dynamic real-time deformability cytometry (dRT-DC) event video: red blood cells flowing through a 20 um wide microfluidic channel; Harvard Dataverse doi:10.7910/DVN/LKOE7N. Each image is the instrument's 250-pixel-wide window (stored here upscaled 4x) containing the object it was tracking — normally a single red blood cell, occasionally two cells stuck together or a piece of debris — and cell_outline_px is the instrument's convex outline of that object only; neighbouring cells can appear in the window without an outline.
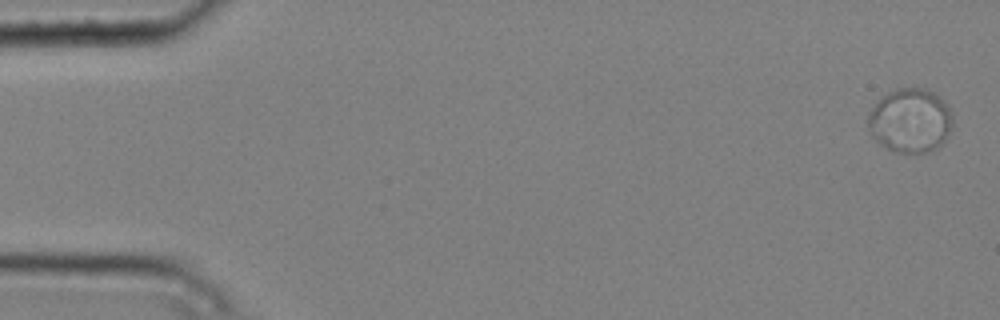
{"species": "common noctule bat (a hibernating species)", "species_latin": "Nyctalus noctula", "temperature_condition": "cold", "stored_images_in_passage": 6, "camera_frame_rate_fps": 3000, "um_per_image_px": 0.085, "animal": {"sex": "male", "body_mass_g": 20.4}, "frame": {"image": 1, "passage_image": 1, "time_ms": 0.0, "image_size_px": [1000, 320], "cell_outline_px": [[952, 124], [948, 136], [936, 148], [928, 152], [896, 152], [880, 144], [872, 136], [868, 128], [868, 112], [880, 96], [896, 88], [924, 88], [932, 92], [948, 104], [952, 112]], "centroid_in_image_um": [77.36, 10.22], "position_along_channel_um": 7.6, "area_um2": 31.79}}
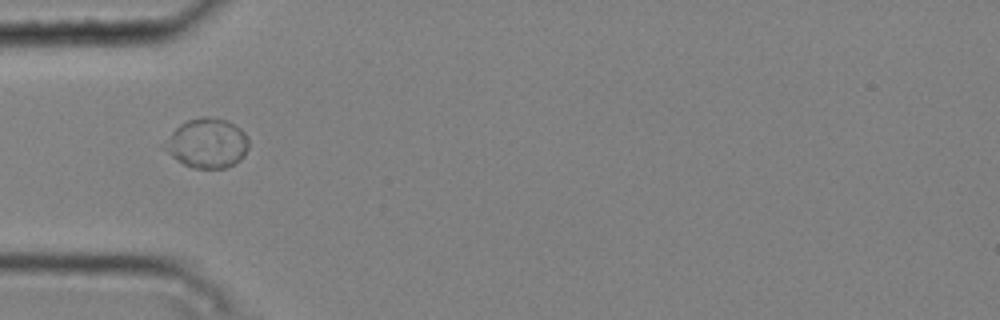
{"frame": {"image": 2, "passage_image": 5, "time_ms": 1.333, "image_size_px": [1000, 320], "cell_outline_px": [[248, 148], [244, 156], [240, 160], [224, 168], [192, 168], [176, 160], [160, 144], [180, 124], [188, 120], [204, 116], [224, 120], [240, 128], [244, 132], [248, 140]], "centroid_in_image_um": [17.58, 12.18], "position_along_channel_um": 67.4, "area_um2": 24.16}}
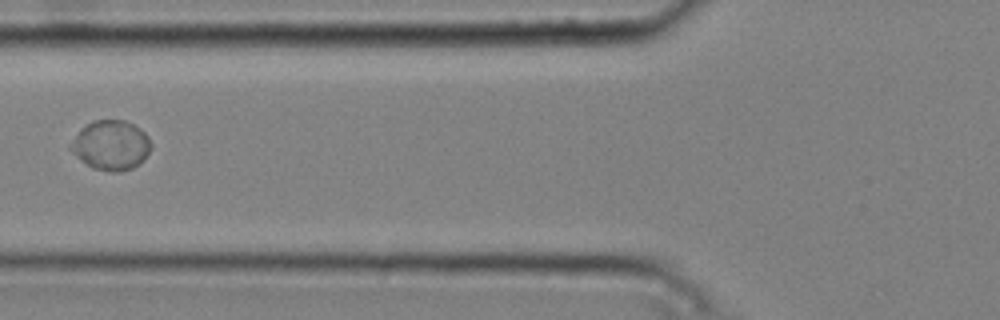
{"frame": {"image": 3, "passage_image": 6, "time_ms": 1.667, "image_size_px": [1000, 320], "cell_outline_px": [[152, 148], [144, 160], [132, 168], [116, 172], [112, 172], [92, 168], [76, 156], [68, 148], [80, 128], [92, 120], [124, 120], [140, 128], [148, 136], [152, 144]], "centroid_in_image_um": [9.44, 12.34], "position_along_channel_um": 116.4, "area_um2": 23.35}}